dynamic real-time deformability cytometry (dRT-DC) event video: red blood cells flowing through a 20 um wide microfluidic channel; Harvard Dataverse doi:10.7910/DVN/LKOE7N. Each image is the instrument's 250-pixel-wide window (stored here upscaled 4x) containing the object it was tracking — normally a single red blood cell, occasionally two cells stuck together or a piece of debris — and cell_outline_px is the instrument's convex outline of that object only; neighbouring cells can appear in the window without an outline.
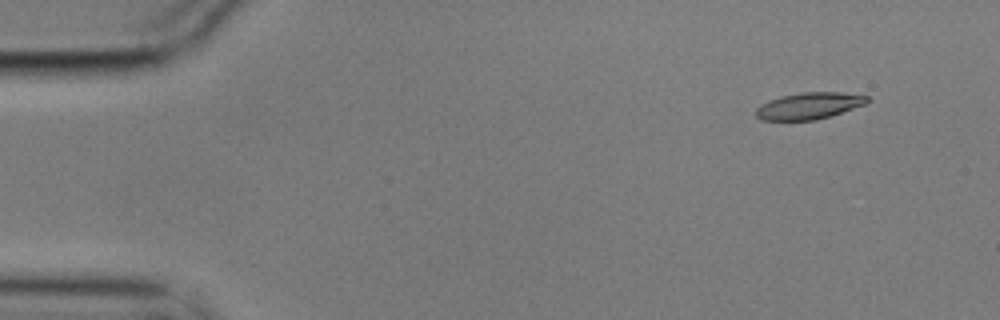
{"species": "common noctule bat (a hibernating species)", "species_latin": "Nyctalus noctula", "temperature_condition": "cold", "stored_images_in_passage": 3, "camera_frame_rate_fps": 3000, "um_per_image_px": 0.085, "animal": {"sex": "male", "body_mass_g": 17.9}, "frame": {"image": 1, "passage_image": 1, "time_ms": 0.0, "image_size_px": [1000, 320], "cell_outline_px": [[872, 100], [864, 104], [816, 120], [760, 120], [756, 116], [756, 108], [760, 104], [768, 100], [780, 96], [804, 92], [840, 92], [868, 96]], "centroid_in_image_um": [68.73, 8.99], "position_along_channel_um": 16.3, "area_um2": 17.17}}
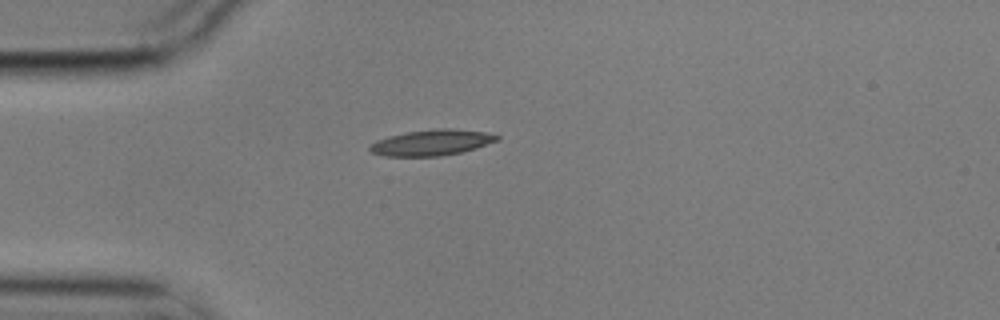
{"frame": {"image": 2, "passage_image": 3, "time_ms": 0.667, "image_size_px": [1000, 320], "cell_outline_px": [[500, 140], [476, 148], [460, 152], [440, 156], [384, 156], [372, 152], [368, 148], [376, 140], [388, 136], [408, 132], [440, 128], [448, 128], [484, 132], [500, 136]], "centroid_in_image_um": [36.7, 12.12], "position_along_channel_um": 48.3, "area_um2": 18.96}}